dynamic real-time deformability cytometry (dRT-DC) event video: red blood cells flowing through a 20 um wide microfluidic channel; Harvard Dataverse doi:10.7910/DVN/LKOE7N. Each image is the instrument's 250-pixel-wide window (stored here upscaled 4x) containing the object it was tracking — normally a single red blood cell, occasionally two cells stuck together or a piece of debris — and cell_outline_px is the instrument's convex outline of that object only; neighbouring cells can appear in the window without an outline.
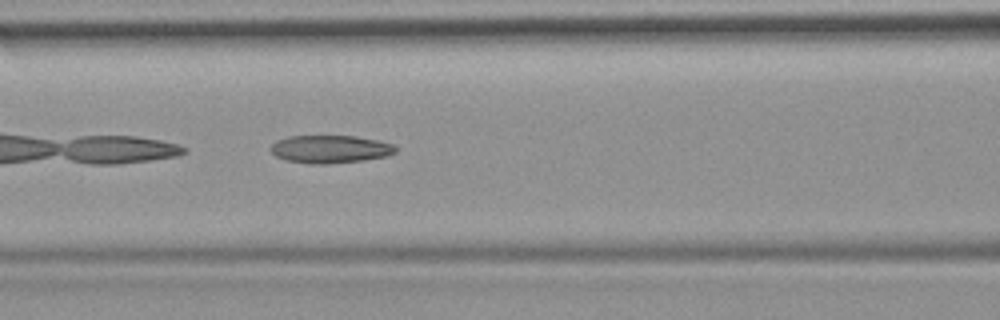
{"species": "common noctule bat (a hibernating species)", "species_latin": "Nyctalus noctula", "temperature_condition": "room temperature", "stored_images_in_passage": 36, "camera_frame_rate_fps": 3000, "um_per_image_px": 0.085, "animal": {"sex": "female", "body_mass_g": 19.9}, "frame": {"image": 1, "passage_image": 6, "time_ms": 1.667, "image_size_px": [1000, 320], "cell_outline_px": [[396, 152], [384, 156], [364, 160], [324, 164], [308, 164], [284, 160], [276, 156], [268, 148], [276, 140], [288, 136], [356, 136], [396, 144]], "centroid_in_image_um": [28.03, 12.67], "position_along_channel_um": 138.6, "area_um2": 20.4}}